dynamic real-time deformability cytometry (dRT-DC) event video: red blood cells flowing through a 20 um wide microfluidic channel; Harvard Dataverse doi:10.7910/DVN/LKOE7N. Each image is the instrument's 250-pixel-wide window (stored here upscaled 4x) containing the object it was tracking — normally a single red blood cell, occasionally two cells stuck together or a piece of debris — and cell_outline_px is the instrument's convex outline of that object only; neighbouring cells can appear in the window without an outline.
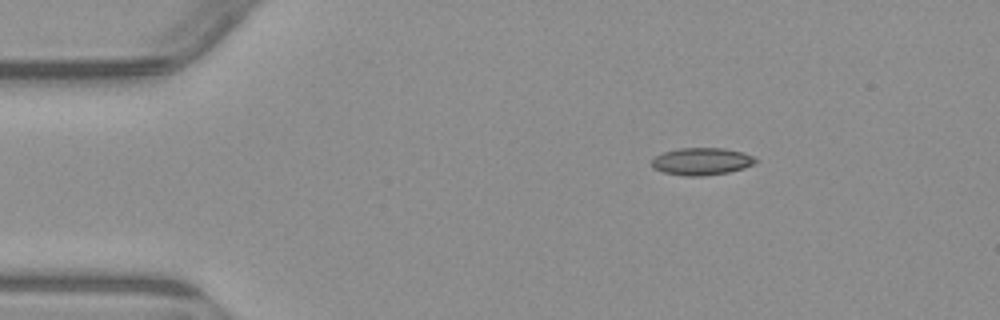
{"species": "common noctule bat (a hibernating species)", "species_latin": "Nyctalus noctula", "temperature_condition": "warm", "stored_images_in_passage": 3, "camera_frame_rate_fps": 3000, "um_per_image_px": 0.085, "animal": {"sex": "male", "body_mass_g": 23.1, "forearm_length_mm": 52.7}, "frame": {"image": 1, "passage_image": 1, "time_ms": 0.0, "image_size_px": [1000, 320], "cell_outline_px": [[756, 164], [744, 168], [728, 172], [700, 176], [684, 176], [664, 172], [652, 168], [652, 160], [656, 156], [664, 152], [680, 148], [724, 148], [744, 152], [752, 156], [756, 160]], "centroid_in_image_um": [59.65, 13.72], "position_along_channel_um": 25.3, "area_um2": 16.47}}
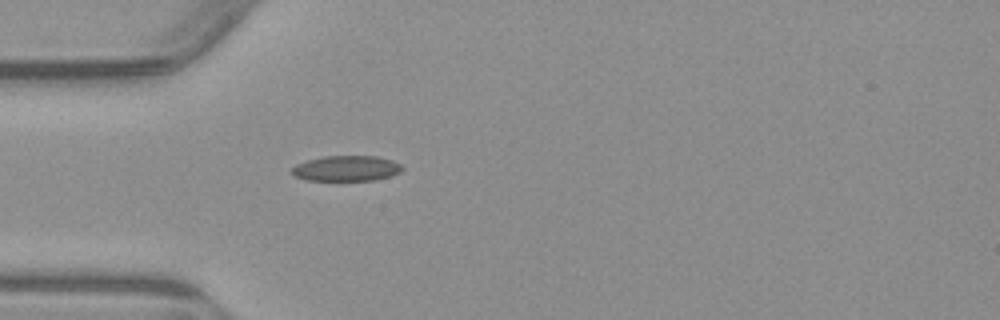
{"frame": {"image": 2, "passage_image": 3, "time_ms": 2.333, "image_size_px": [1000, 320], "cell_outline_px": [[404, 168], [400, 172], [388, 176], [372, 180], [304, 180], [288, 172], [296, 164], [308, 160], [324, 156], [376, 156], [392, 160], [400, 164]], "centroid_in_image_um": [29.41, 14.31], "position_along_channel_um": 55.6, "area_um2": 16.3}}